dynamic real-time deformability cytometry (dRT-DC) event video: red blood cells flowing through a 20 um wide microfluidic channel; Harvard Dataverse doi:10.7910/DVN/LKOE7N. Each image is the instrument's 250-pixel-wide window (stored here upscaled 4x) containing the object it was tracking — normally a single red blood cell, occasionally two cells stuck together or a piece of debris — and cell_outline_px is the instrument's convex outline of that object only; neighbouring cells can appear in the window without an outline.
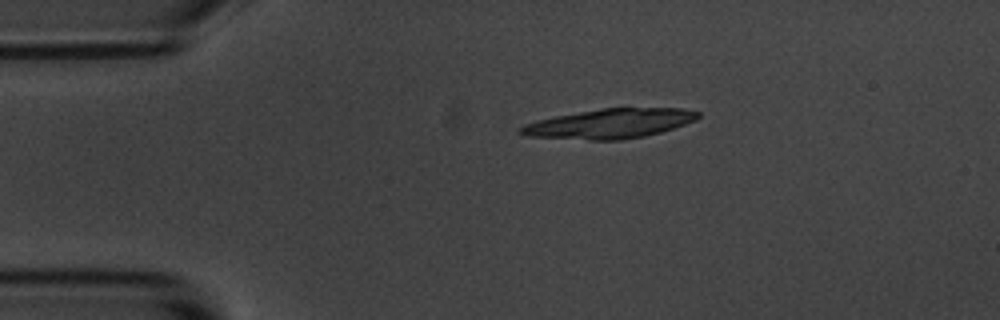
{"species": "common noctule bat (a hibernating species)", "species_latin": "Nyctalus noctula", "temperature_condition": "room temperature", "stored_images_in_passage": 2, "camera_frame_rate_fps": 3000, "um_per_image_px": 0.085, "animal": {"sex": "male", "body_mass_g": 20.1, "forearm_length_mm": 53.5}, "frame": {"image": 1, "passage_image": 1, "time_ms": 0.0, "image_size_px": [1000, 320], "cell_outline_px": [[700, 116], [696, 120], [660, 132], [644, 136], [624, 140], [588, 140], [528, 136], [516, 132], [516, 128], [524, 124], [536, 120], [556, 116], [604, 108], [684, 108], [700, 112]], "centroid_in_image_um": [51.8, 10.51], "position_along_channel_um": 33.2, "area_um2": 30.58}}